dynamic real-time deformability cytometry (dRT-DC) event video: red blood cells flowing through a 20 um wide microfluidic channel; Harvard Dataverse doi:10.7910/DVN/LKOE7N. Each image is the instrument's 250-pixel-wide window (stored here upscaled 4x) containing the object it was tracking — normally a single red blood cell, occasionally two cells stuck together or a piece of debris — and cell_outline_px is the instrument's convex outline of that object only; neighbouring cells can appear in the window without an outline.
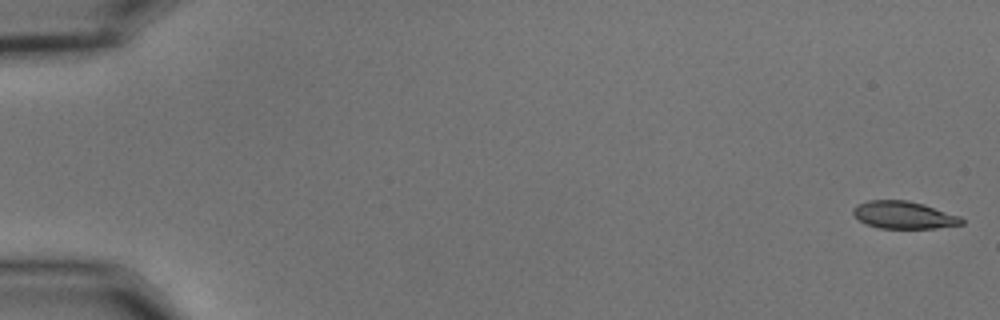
{"species": "common noctule bat (a hibernating species)", "species_latin": "Nyctalus noctula", "temperature_condition": "cold", "stored_images_in_passage": 56, "camera_frame_rate_fps": 3000, "um_per_image_px": 0.085, "animal": {"sex": "male", "body_mass_g": 15.6}, "frame": {"image": 1, "passage_image": 1, "time_ms": 0.0, "image_size_px": [1000, 320], "cell_outline_px": [[964, 224], [936, 228], [880, 228], [868, 224], [860, 220], [852, 212], [852, 208], [856, 204], [868, 200], [908, 200], [924, 204], [960, 216], [964, 220]], "centroid_in_image_um": [76.83, 18.26], "position_along_channel_um": 8.2, "area_um2": 17.34}}
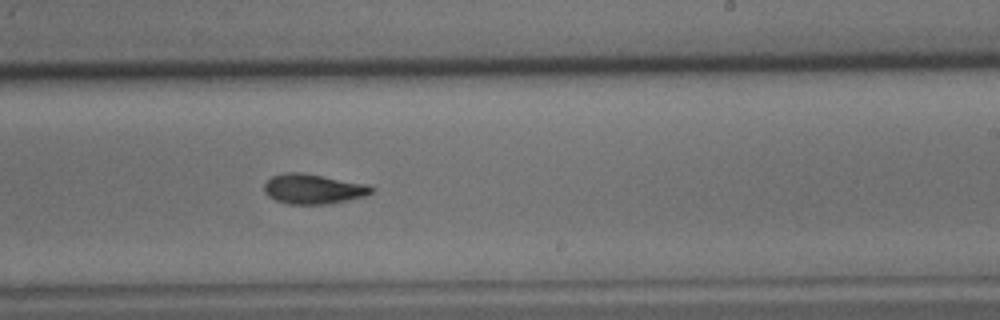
{"frame": {"image": 2, "passage_image": 35, "time_ms": 11.333, "image_size_px": [1000, 320], "cell_outline_px": [[376, 188], [372, 192], [364, 196], [324, 204], [288, 204], [276, 200], [268, 196], [264, 192], [264, 184], [272, 176], [288, 172], [300, 172], [368, 184]], "centroid_in_image_um": [26.61, 16.05], "position_along_channel_um": 262.4, "area_um2": 18.5}}
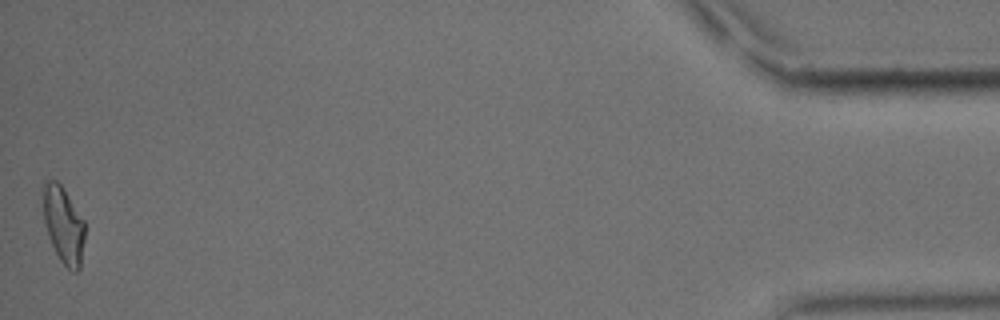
{"frame": {"image": 3, "passage_image": 56, "time_ms": 18.333, "image_size_px": [1000, 320], "cell_outline_px": [[84, 240], [80, 268], [76, 272], [72, 272], [60, 260], [48, 236], [44, 220], [44, 180], [56, 180], [60, 184], [84, 220]], "centroid_in_image_um": [5.41, 19.14], "position_along_channel_um": 429.8, "area_um2": 18.26}, "authors_computed_cell_mechanics": {"area_um2": 18.5249, "velocity_mm_per_s": 3.6092, "shape_relaxation_time_tau1_ms": 5.2899, "shape_relaxation_time_tau2_ms": 4.2302, "deformation_change_tau1": 0.1527, "deformation_change_tau2": 0.1151}}